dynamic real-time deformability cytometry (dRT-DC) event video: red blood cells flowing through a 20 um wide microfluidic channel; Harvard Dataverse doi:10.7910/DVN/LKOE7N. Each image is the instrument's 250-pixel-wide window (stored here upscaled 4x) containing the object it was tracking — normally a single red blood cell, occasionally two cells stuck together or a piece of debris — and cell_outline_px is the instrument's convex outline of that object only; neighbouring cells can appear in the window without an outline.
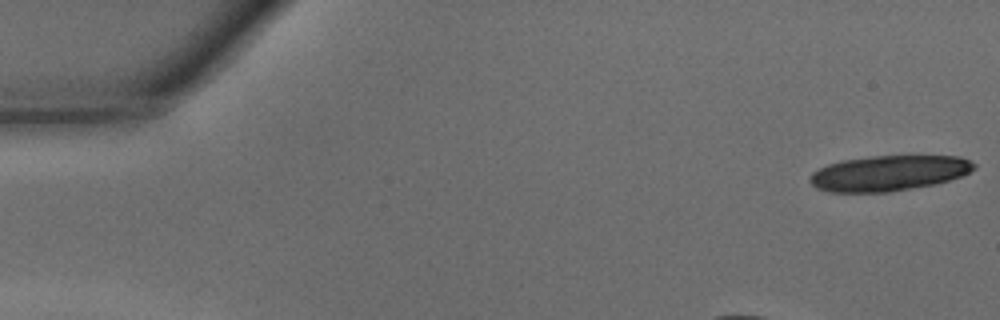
{"species": "common noctule bat (a hibernating species)", "species_latin": "Nyctalus noctula", "temperature_condition": "warm", "stored_images_in_passage": 33, "camera_frame_rate_fps": 3000, "um_per_image_px": 0.085, "animal": {"sex": "male", "body_mass_g": 15.6}, "frame": {"image": 1, "passage_image": 1, "time_ms": 0.0, "image_size_px": [1000, 320], "cell_outline_px": [[976, 168], [960, 176], [948, 180], [932, 184], [888, 192], [828, 192], [816, 188], [808, 180], [812, 172], [828, 164], [844, 160], [872, 156], [960, 156], [976, 164]], "centroid_in_image_um": [75.51, 14.71], "position_along_channel_um": 9.5, "area_um2": 33.58}}
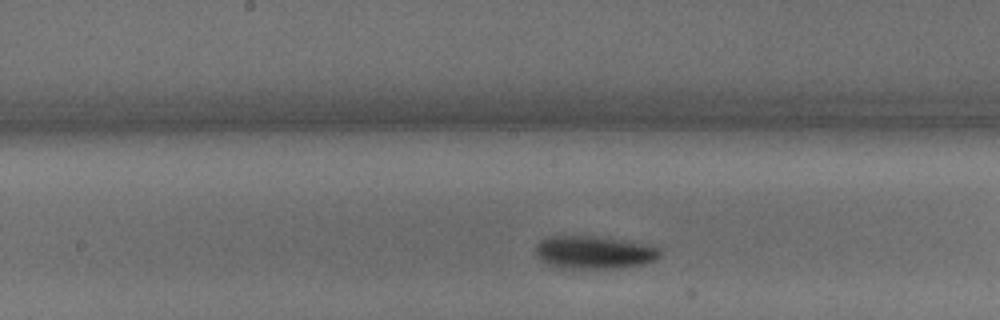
{"frame": {"image": 2, "passage_image": 20, "time_ms": 6.333, "image_size_px": [1000, 320], "cell_outline_px": [[660, 256], [656, 260], [644, 264], [620, 268], [552, 268], [540, 260], [536, 256], [536, 244], [540, 240], [548, 236], [596, 236], [624, 240], [648, 244], [660, 248]], "centroid_in_image_um": [50.47, 21.46], "position_along_channel_um": 197.7, "area_um2": 24.28}}
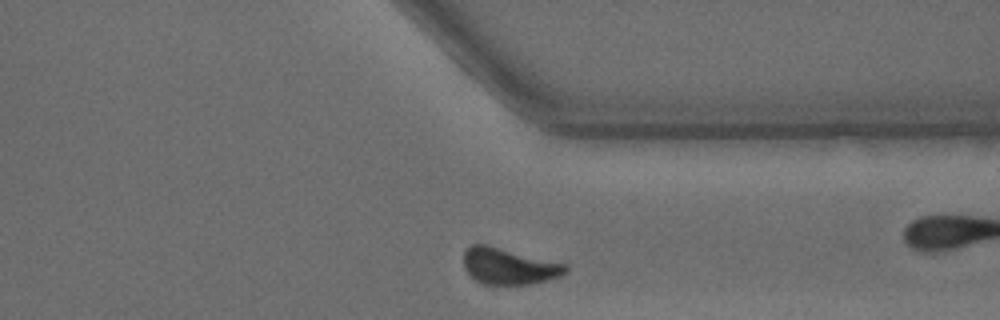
{"frame": {"image": 3, "passage_image": 32, "time_ms": 10.333, "image_size_px": [1000, 320], "cell_outline_px": [[568, 272], [560, 276], [548, 280], [532, 284], [480, 284], [464, 268], [464, 252], [472, 244], [488, 244], [568, 264]], "centroid_in_image_um": [43.29, 22.62], "position_along_channel_um": 368.1, "area_um2": 21.79}}